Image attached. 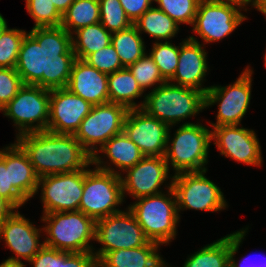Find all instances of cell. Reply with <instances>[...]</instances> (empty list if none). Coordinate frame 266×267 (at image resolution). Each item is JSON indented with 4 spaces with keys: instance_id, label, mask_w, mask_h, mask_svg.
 I'll use <instances>...</instances> for the list:
<instances>
[{
    "instance_id": "f1b7e54d",
    "label": "cell",
    "mask_w": 266,
    "mask_h": 267,
    "mask_svg": "<svg viewBox=\"0 0 266 267\" xmlns=\"http://www.w3.org/2000/svg\"><path fill=\"white\" fill-rule=\"evenodd\" d=\"M144 43L134 24L124 30L111 34V44L114 46L124 67L135 63L147 53Z\"/></svg>"
},
{
    "instance_id": "4316f807",
    "label": "cell",
    "mask_w": 266,
    "mask_h": 267,
    "mask_svg": "<svg viewBox=\"0 0 266 267\" xmlns=\"http://www.w3.org/2000/svg\"><path fill=\"white\" fill-rule=\"evenodd\" d=\"M110 44L111 33L100 22L81 28L72 35L73 52L80 60Z\"/></svg>"
},
{
    "instance_id": "836d02e7",
    "label": "cell",
    "mask_w": 266,
    "mask_h": 267,
    "mask_svg": "<svg viewBox=\"0 0 266 267\" xmlns=\"http://www.w3.org/2000/svg\"><path fill=\"white\" fill-rule=\"evenodd\" d=\"M26 30L9 28L0 36V68H15Z\"/></svg>"
},
{
    "instance_id": "d590c367",
    "label": "cell",
    "mask_w": 266,
    "mask_h": 267,
    "mask_svg": "<svg viewBox=\"0 0 266 267\" xmlns=\"http://www.w3.org/2000/svg\"><path fill=\"white\" fill-rule=\"evenodd\" d=\"M157 8L168 14L178 25L193 26L200 0H154Z\"/></svg>"
},
{
    "instance_id": "9a60e30c",
    "label": "cell",
    "mask_w": 266,
    "mask_h": 267,
    "mask_svg": "<svg viewBox=\"0 0 266 267\" xmlns=\"http://www.w3.org/2000/svg\"><path fill=\"white\" fill-rule=\"evenodd\" d=\"M211 140L220 154L238 163L261 167V146L254 130L240 125H221L211 129Z\"/></svg>"
},
{
    "instance_id": "ac0fdd59",
    "label": "cell",
    "mask_w": 266,
    "mask_h": 267,
    "mask_svg": "<svg viewBox=\"0 0 266 267\" xmlns=\"http://www.w3.org/2000/svg\"><path fill=\"white\" fill-rule=\"evenodd\" d=\"M26 219L19 211H15L9 218L0 224V240L5 241L14 255L4 262L22 264L24 259L30 261L44 246L40 243V235L43 228L34 226V223Z\"/></svg>"
},
{
    "instance_id": "d6986e66",
    "label": "cell",
    "mask_w": 266,
    "mask_h": 267,
    "mask_svg": "<svg viewBox=\"0 0 266 267\" xmlns=\"http://www.w3.org/2000/svg\"><path fill=\"white\" fill-rule=\"evenodd\" d=\"M92 105L69 89L50 90L49 121L47 131L56 134H75Z\"/></svg>"
},
{
    "instance_id": "f907efd6",
    "label": "cell",
    "mask_w": 266,
    "mask_h": 267,
    "mask_svg": "<svg viewBox=\"0 0 266 267\" xmlns=\"http://www.w3.org/2000/svg\"><path fill=\"white\" fill-rule=\"evenodd\" d=\"M264 61H265V66H266V52H265V56H264Z\"/></svg>"
},
{
    "instance_id": "3957f363",
    "label": "cell",
    "mask_w": 266,
    "mask_h": 267,
    "mask_svg": "<svg viewBox=\"0 0 266 267\" xmlns=\"http://www.w3.org/2000/svg\"><path fill=\"white\" fill-rule=\"evenodd\" d=\"M165 192L137 198L128 209L134 214L145 237L160 245L170 244L177 235L180 221L172 180Z\"/></svg>"
},
{
    "instance_id": "cb8c5ba5",
    "label": "cell",
    "mask_w": 266,
    "mask_h": 267,
    "mask_svg": "<svg viewBox=\"0 0 266 267\" xmlns=\"http://www.w3.org/2000/svg\"><path fill=\"white\" fill-rule=\"evenodd\" d=\"M160 244L148 241L144 246L108 252L97 267H165L166 261L158 253Z\"/></svg>"
},
{
    "instance_id": "d6a6232c",
    "label": "cell",
    "mask_w": 266,
    "mask_h": 267,
    "mask_svg": "<svg viewBox=\"0 0 266 267\" xmlns=\"http://www.w3.org/2000/svg\"><path fill=\"white\" fill-rule=\"evenodd\" d=\"M99 9L100 23L111 34L133 25L119 0H99Z\"/></svg>"
},
{
    "instance_id": "ee69618b",
    "label": "cell",
    "mask_w": 266,
    "mask_h": 267,
    "mask_svg": "<svg viewBox=\"0 0 266 267\" xmlns=\"http://www.w3.org/2000/svg\"><path fill=\"white\" fill-rule=\"evenodd\" d=\"M17 209L6 199L0 196V224L9 218Z\"/></svg>"
},
{
    "instance_id": "8d00e7d4",
    "label": "cell",
    "mask_w": 266,
    "mask_h": 267,
    "mask_svg": "<svg viewBox=\"0 0 266 267\" xmlns=\"http://www.w3.org/2000/svg\"><path fill=\"white\" fill-rule=\"evenodd\" d=\"M84 61L90 66L96 68L98 71L106 74H111L124 68L112 44L88 55Z\"/></svg>"
},
{
    "instance_id": "c3c4849f",
    "label": "cell",
    "mask_w": 266,
    "mask_h": 267,
    "mask_svg": "<svg viewBox=\"0 0 266 267\" xmlns=\"http://www.w3.org/2000/svg\"><path fill=\"white\" fill-rule=\"evenodd\" d=\"M8 27L6 19L2 16L0 13V36L5 31V29Z\"/></svg>"
},
{
    "instance_id": "8fae6325",
    "label": "cell",
    "mask_w": 266,
    "mask_h": 267,
    "mask_svg": "<svg viewBox=\"0 0 266 267\" xmlns=\"http://www.w3.org/2000/svg\"><path fill=\"white\" fill-rule=\"evenodd\" d=\"M252 74V68L247 66L233 84L210 86L205 94V108L218 104L216 123H210L212 127L241 125L251 100Z\"/></svg>"
},
{
    "instance_id": "4fadbf2b",
    "label": "cell",
    "mask_w": 266,
    "mask_h": 267,
    "mask_svg": "<svg viewBox=\"0 0 266 267\" xmlns=\"http://www.w3.org/2000/svg\"><path fill=\"white\" fill-rule=\"evenodd\" d=\"M242 6L232 2L200 0L192 31L208 44L228 37L247 19Z\"/></svg>"
},
{
    "instance_id": "7a4b0ae2",
    "label": "cell",
    "mask_w": 266,
    "mask_h": 267,
    "mask_svg": "<svg viewBox=\"0 0 266 267\" xmlns=\"http://www.w3.org/2000/svg\"><path fill=\"white\" fill-rule=\"evenodd\" d=\"M15 142L27 154L39 178L83 170L92 162V156L73 134L29 132L16 136Z\"/></svg>"
},
{
    "instance_id": "bcb514c9",
    "label": "cell",
    "mask_w": 266,
    "mask_h": 267,
    "mask_svg": "<svg viewBox=\"0 0 266 267\" xmlns=\"http://www.w3.org/2000/svg\"><path fill=\"white\" fill-rule=\"evenodd\" d=\"M215 1H224V2H232V3H236L239 4L240 6H242L244 9L247 10V6L250 4V6L256 8L259 0H215Z\"/></svg>"
},
{
    "instance_id": "30bf717a",
    "label": "cell",
    "mask_w": 266,
    "mask_h": 267,
    "mask_svg": "<svg viewBox=\"0 0 266 267\" xmlns=\"http://www.w3.org/2000/svg\"><path fill=\"white\" fill-rule=\"evenodd\" d=\"M126 209L96 220L95 241L102 245L92 251L97 263L110 251L141 247L149 241L134 214Z\"/></svg>"
},
{
    "instance_id": "e575fe53",
    "label": "cell",
    "mask_w": 266,
    "mask_h": 267,
    "mask_svg": "<svg viewBox=\"0 0 266 267\" xmlns=\"http://www.w3.org/2000/svg\"><path fill=\"white\" fill-rule=\"evenodd\" d=\"M26 9L35 21V27H59L62 14L56 9L53 0H25Z\"/></svg>"
},
{
    "instance_id": "74e56055",
    "label": "cell",
    "mask_w": 266,
    "mask_h": 267,
    "mask_svg": "<svg viewBox=\"0 0 266 267\" xmlns=\"http://www.w3.org/2000/svg\"><path fill=\"white\" fill-rule=\"evenodd\" d=\"M23 86L15 68H0V108L3 109Z\"/></svg>"
},
{
    "instance_id": "8992f818",
    "label": "cell",
    "mask_w": 266,
    "mask_h": 267,
    "mask_svg": "<svg viewBox=\"0 0 266 267\" xmlns=\"http://www.w3.org/2000/svg\"><path fill=\"white\" fill-rule=\"evenodd\" d=\"M41 221L47 224L44 245L70 253L95 250L89 243L95 241L96 221L80 210L43 214Z\"/></svg>"
},
{
    "instance_id": "7402d4cb",
    "label": "cell",
    "mask_w": 266,
    "mask_h": 267,
    "mask_svg": "<svg viewBox=\"0 0 266 267\" xmlns=\"http://www.w3.org/2000/svg\"><path fill=\"white\" fill-rule=\"evenodd\" d=\"M99 153H104V155L99 156ZM105 155L110 162L108 160L107 162L103 161L102 157ZM144 157L138 146L123 131L110 138L96 151L92 156V165L101 170L121 175L122 172L136 165ZM110 165H114L122 172L116 171Z\"/></svg>"
},
{
    "instance_id": "ab89813d",
    "label": "cell",
    "mask_w": 266,
    "mask_h": 267,
    "mask_svg": "<svg viewBox=\"0 0 266 267\" xmlns=\"http://www.w3.org/2000/svg\"><path fill=\"white\" fill-rule=\"evenodd\" d=\"M58 267H97V260L93 253L58 250Z\"/></svg>"
},
{
    "instance_id": "ffe728a7",
    "label": "cell",
    "mask_w": 266,
    "mask_h": 267,
    "mask_svg": "<svg viewBox=\"0 0 266 267\" xmlns=\"http://www.w3.org/2000/svg\"><path fill=\"white\" fill-rule=\"evenodd\" d=\"M180 45L179 62L174 76L168 81L174 85L185 86L197 89L206 94L209 87H203L207 70V52L204 43L200 42L195 36L184 39ZM174 82V83H173Z\"/></svg>"
},
{
    "instance_id": "7dc6e473",
    "label": "cell",
    "mask_w": 266,
    "mask_h": 267,
    "mask_svg": "<svg viewBox=\"0 0 266 267\" xmlns=\"http://www.w3.org/2000/svg\"><path fill=\"white\" fill-rule=\"evenodd\" d=\"M255 9L260 11L266 17V0H259V3Z\"/></svg>"
},
{
    "instance_id": "5b68a950",
    "label": "cell",
    "mask_w": 266,
    "mask_h": 267,
    "mask_svg": "<svg viewBox=\"0 0 266 267\" xmlns=\"http://www.w3.org/2000/svg\"><path fill=\"white\" fill-rule=\"evenodd\" d=\"M170 130L171 126L164 157L168 167L172 166L174 175L207 170L209 147L212 142L210 128L199 122H185L177 128L172 139Z\"/></svg>"
},
{
    "instance_id": "f35d334b",
    "label": "cell",
    "mask_w": 266,
    "mask_h": 267,
    "mask_svg": "<svg viewBox=\"0 0 266 267\" xmlns=\"http://www.w3.org/2000/svg\"><path fill=\"white\" fill-rule=\"evenodd\" d=\"M0 196L9 201L17 210L27 200L10 184L9 168L5 164V148L0 150Z\"/></svg>"
},
{
    "instance_id": "e0dca14e",
    "label": "cell",
    "mask_w": 266,
    "mask_h": 267,
    "mask_svg": "<svg viewBox=\"0 0 266 267\" xmlns=\"http://www.w3.org/2000/svg\"><path fill=\"white\" fill-rule=\"evenodd\" d=\"M124 172L125 177L120 175L123 197L128 193L134 199L162 193L161 185L173 178L164 156H145Z\"/></svg>"
},
{
    "instance_id": "1f68e13d",
    "label": "cell",
    "mask_w": 266,
    "mask_h": 267,
    "mask_svg": "<svg viewBox=\"0 0 266 267\" xmlns=\"http://www.w3.org/2000/svg\"><path fill=\"white\" fill-rule=\"evenodd\" d=\"M128 68L143 92H145L147 88H151L152 86H155V88H152L156 89L158 86L167 82L161 76L159 68L154 63L152 57L147 53L144 54L135 63L129 65Z\"/></svg>"
},
{
    "instance_id": "603a6c76",
    "label": "cell",
    "mask_w": 266,
    "mask_h": 267,
    "mask_svg": "<svg viewBox=\"0 0 266 267\" xmlns=\"http://www.w3.org/2000/svg\"><path fill=\"white\" fill-rule=\"evenodd\" d=\"M5 164L9 168L10 184L29 201L37 193L39 176L16 142L5 147Z\"/></svg>"
},
{
    "instance_id": "6da1fadb",
    "label": "cell",
    "mask_w": 266,
    "mask_h": 267,
    "mask_svg": "<svg viewBox=\"0 0 266 267\" xmlns=\"http://www.w3.org/2000/svg\"><path fill=\"white\" fill-rule=\"evenodd\" d=\"M72 35L62 26L33 27L25 35L15 67L24 85L67 87L75 61Z\"/></svg>"
},
{
    "instance_id": "f6af8a7d",
    "label": "cell",
    "mask_w": 266,
    "mask_h": 267,
    "mask_svg": "<svg viewBox=\"0 0 266 267\" xmlns=\"http://www.w3.org/2000/svg\"><path fill=\"white\" fill-rule=\"evenodd\" d=\"M74 0H53L56 9L63 15Z\"/></svg>"
},
{
    "instance_id": "7bdbcfd3",
    "label": "cell",
    "mask_w": 266,
    "mask_h": 267,
    "mask_svg": "<svg viewBox=\"0 0 266 267\" xmlns=\"http://www.w3.org/2000/svg\"><path fill=\"white\" fill-rule=\"evenodd\" d=\"M127 17L134 23L145 11L152 7L154 0H119Z\"/></svg>"
},
{
    "instance_id": "f546056e",
    "label": "cell",
    "mask_w": 266,
    "mask_h": 267,
    "mask_svg": "<svg viewBox=\"0 0 266 267\" xmlns=\"http://www.w3.org/2000/svg\"><path fill=\"white\" fill-rule=\"evenodd\" d=\"M230 234L188 256L183 267H229Z\"/></svg>"
},
{
    "instance_id": "d4e9b609",
    "label": "cell",
    "mask_w": 266,
    "mask_h": 267,
    "mask_svg": "<svg viewBox=\"0 0 266 267\" xmlns=\"http://www.w3.org/2000/svg\"><path fill=\"white\" fill-rule=\"evenodd\" d=\"M138 86L136 79L128 67L108 74V96L109 102L125 106L128 110L142 108L145 95ZM143 98V102L137 104L134 100Z\"/></svg>"
},
{
    "instance_id": "52a82bcc",
    "label": "cell",
    "mask_w": 266,
    "mask_h": 267,
    "mask_svg": "<svg viewBox=\"0 0 266 267\" xmlns=\"http://www.w3.org/2000/svg\"><path fill=\"white\" fill-rule=\"evenodd\" d=\"M84 169V187L79 210L95 221L119 213L125 200L120 175L97 167Z\"/></svg>"
},
{
    "instance_id": "5bb4252c",
    "label": "cell",
    "mask_w": 266,
    "mask_h": 267,
    "mask_svg": "<svg viewBox=\"0 0 266 267\" xmlns=\"http://www.w3.org/2000/svg\"><path fill=\"white\" fill-rule=\"evenodd\" d=\"M83 187L84 169L39 178L37 193L41 191L42 213L79 210Z\"/></svg>"
},
{
    "instance_id": "681fc988",
    "label": "cell",
    "mask_w": 266,
    "mask_h": 267,
    "mask_svg": "<svg viewBox=\"0 0 266 267\" xmlns=\"http://www.w3.org/2000/svg\"><path fill=\"white\" fill-rule=\"evenodd\" d=\"M0 267H26L24 263L22 264H16V263H7V262H2L0 264Z\"/></svg>"
},
{
    "instance_id": "9c48e42d",
    "label": "cell",
    "mask_w": 266,
    "mask_h": 267,
    "mask_svg": "<svg viewBox=\"0 0 266 267\" xmlns=\"http://www.w3.org/2000/svg\"><path fill=\"white\" fill-rule=\"evenodd\" d=\"M207 171L173 175L172 188L178 213L184 209L217 212L227 208L228 203L221 189L205 176Z\"/></svg>"
},
{
    "instance_id": "83f0119b",
    "label": "cell",
    "mask_w": 266,
    "mask_h": 267,
    "mask_svg": "<svg viewBox=\"0 0 266 267\" xmlns=\"http://www.w3.org/2000/svg\"><path fill=\"white\" fill-rule=\"evenodd\" d=\"M99 0H74L63 13L61 26L71 35L100 22Z\"/></svg>"
},
{
    "instance_id": "60d3db41",
    "label": "cell",
    "mask_w": 266,
    "mask_h": 267,
    "mask_svg": "<svg viewBox=\"0 0 266 267\" xmlns=\"http://www.w3.org/2000/svg\"><path fill=\"white\" fill-rule=\"evenodd\" d=\"M249 227L246 228H242L239 231L230 233V253H229V267H266V262L263 263L261 261L262 264H255L252 263V265H250V263L246 262V258L249 257H244V260H241L239 263L236 261L235 259V255L239 250L240 244L243 242L242 240H244V237L246 236V233L248 232ZM247 264V265H246Z\"/></svg>"
},
{
    "instance_id": "4dcf8cb0",
    "label": "cell",
    "mask_w": 266,
    "mask_h": 267,
    "mask_svg": "<svg viewBox=\"0 0 266 267\" xmlns=\"http://www.w3.org/2000/svg\"><path fill=\"white\" fill-rule=\"evenodd\" d=\"M180 46L170 41L154 42L149 55L159 68L161 76L168 82L175 74L179 62Z\"/></svg>"
},
{
    "instance_id": "ba28073f",
    "label": "cell",
    "mask_w": 266,
    "mask_h": 267,
    "mask_svg": "<svg viewBox=\"0 0 266 267\" xmlns=\"http://www.w3.org/2000/svg\"><path fill=\"white\" fill-rule=\"evenodd\" d=\"M50 90L36 85H24L2 109L3 115L14 122L16 136L45 131L48 127Z\"/></svg>"
},
{
    "instance_id": "b9f144b4",
    "label": "cell",
    "mask_w": 266,
    "mask_h": 267,
    "mask_svg": "<svg viewBox=\"0 0 266 267\" xmlns=\"http://www.w3.org/2000/svg\"><path fill=\"white\" fill-rule=\"evenodd\" d=\"M28 263L32 267H58V250L44 245Z\"/></svg>"
},
{
    "instance_id": "484cf974",
    "label": "cell",
    "mask_w": 266,
    "mask_h": 267,
    "mask_svg": "<svg viewBox=\"0 0 266 267\" xmlns=\"http://www.w3.org/2000/svg\"><path fill=\"white\" fill-rule=\"evenodd\" d=\"M139 34L147 33L156 42L169 41L179 32L178 25L168 14L152 6L145 11L134 23Z\"/></svg>"
},
{
    "instance_id": "277c9868",
    "label": "cell",
    "mask_w": 266,
    "mask_h": 267,
    "mask_svg": "<svg viewBox=\"0 0 266 267\" xmlns=\"http://www.w3.org/2000/svg\"><path fill=\"white\" fill-rule=\"evenodd\" d=\"M150 91L141 109L171 127L206 109L205 94L194 88L165 82Z\"/></svg>"
},
{
    "instance_id": "7c38bea8",
    "label": "cell",
    "mask_w": 266,
    "mask_h": 267,
    "mask_svg": "<svg viewBox=\"0 0 266 267\" xmlns=\"http://www.w3.org/2000/svg\"><path fill=\"white\" fill-rule=\"evenodd\" d=\"M128 109L120 104L106 103L94 105L82 120L75 138L93 156L110 138L123 132ZM99 146V148H98Z\"/></svg>"
},
{
    "instance_id": "44dd1931",
    "label": "cell",
    "mask_w": 266,
    "mask_h": 267,
    "mask_svg": "<svg viewBox=\"0 0 266 267\" xmlns=\"http://www.w3.org/2000/svg\"><path fill=\"white\" fill-rule=\"evenodd\" d=\"M66 88L92 106L109 103L108 74L98 71L84 60L75 59Z\"/></svg>"
},
{
    "instance_id": "2e32d148",
    "label": "cell",
    "mask_w": 266,
    "mask_h": 267,
    "mask_svg": "<svg viewBox=\"0 0 266 267\" xmlns=\"http://www.w3.org/2000/svg\"><path fill=\"white\" fill-rule=\"evenodd\" d=\"M169 128L140 108L128 110L123 131L144 156H165Z\"/></svg>"
}]
</instances>
